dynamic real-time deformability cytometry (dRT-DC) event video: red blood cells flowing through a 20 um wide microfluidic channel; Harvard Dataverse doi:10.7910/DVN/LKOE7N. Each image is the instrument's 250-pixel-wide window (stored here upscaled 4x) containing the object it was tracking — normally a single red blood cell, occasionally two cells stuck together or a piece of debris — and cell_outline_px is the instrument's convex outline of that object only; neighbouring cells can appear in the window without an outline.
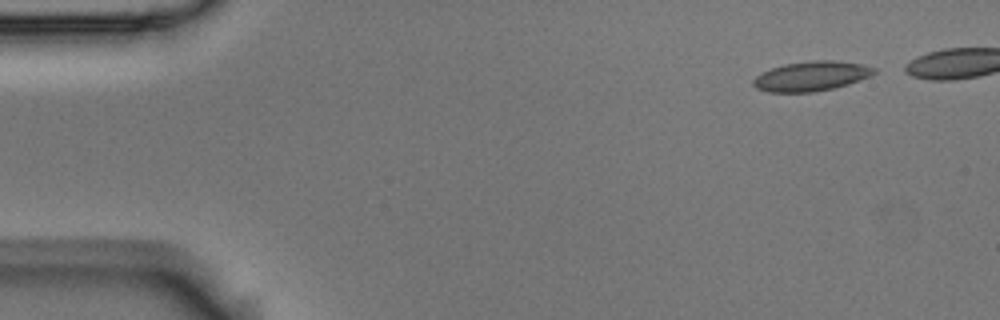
{"species": "Egyptian fruit bat (a non-hibernating species)", "species_latin": "Rousettus aegyptiacus", "temperature_condition": "room temperature", "stored_images_in_passage": 4, "camera_frame_rate_fps": 3000, "um_per_image_px": 0.085, "animal": {"sex": "male"}, "frame": {"image": 1, "passage_image": 1, "time_ms": 0.0, "image_size_px": [1000, 320], "cell_outline_px": [[876, 72], [872, 76], [848, 84], [832, 88], [812, 92], [768, 92], [756, 88], [752, 84], [752, 80], [756, 76], [772, 68], [784, 64], [812, 60], [832, 60], [864, 64], [876, 68]], "centroid_in_image_um": [68.99, 6.47], "position_along_channel_um": 16.0, "area_um2": 20.92}}
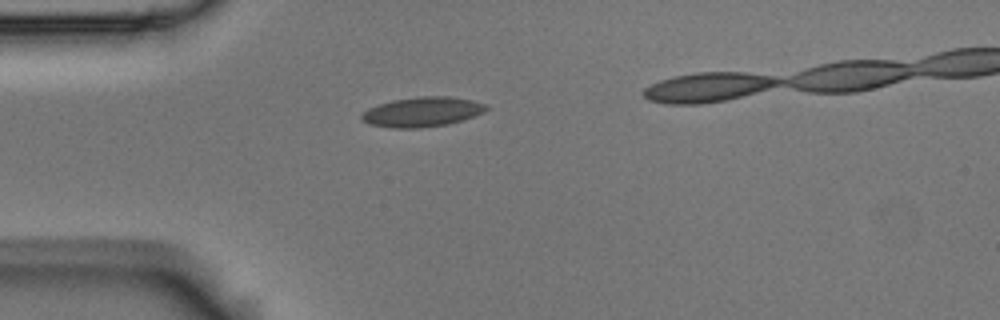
{"frame": {"image": 2, "passage_image": 3, "time_ms": 0.667, "image_size_px": [1000, 320], "cell_outline_px": [[488, 108], [484, 112], [448, 124], [416, 128], [392, 128], [372, 124], [364, 120], [360, 116], [368, 108], [392, 100], [420, 96], [448, 96], [472, 100], [484, 104]], "centroid_in_image_um": [35.89, 9.5], "position_along_channel_um": 49.1, "area_um2": 21.21}}